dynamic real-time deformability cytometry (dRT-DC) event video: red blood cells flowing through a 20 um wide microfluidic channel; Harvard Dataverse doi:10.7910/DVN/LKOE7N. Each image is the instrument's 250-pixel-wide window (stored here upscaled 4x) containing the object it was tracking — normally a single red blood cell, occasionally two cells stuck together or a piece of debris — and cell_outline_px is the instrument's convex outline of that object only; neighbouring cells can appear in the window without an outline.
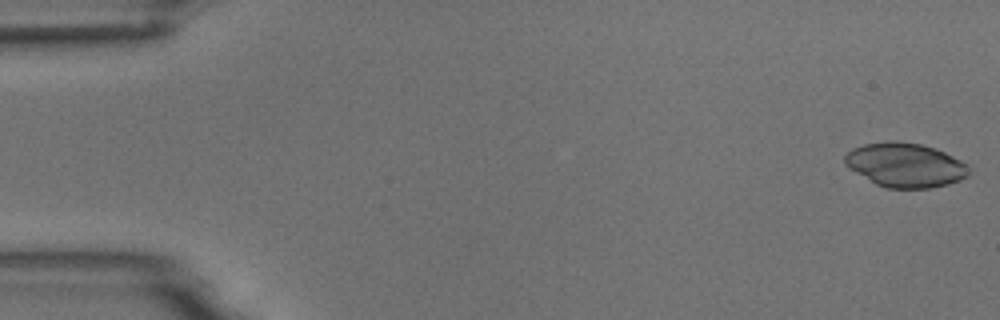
{"species": "common noctule bat (a hibernating species)", "species_latin": "Nyctalus noctula", "temperature_condition": "room temperature", "stored_images_in_passage": 5, "camera_frame_rate_fps": 3000, "um_per_image_px": 0.085, "animal": {"sex": "male", "body_mass_g": 18.8}, "frame": {"image": 1, "passage_image": 1, "time_ms": 0.0, "image_size_px": [1000, 320], "cell_outline_px": [[972, 168], [968, 176], [960, 180], [948, 184], [928, 188], [888, 188], [876, 184], [848, 168], [844, 164], [844, 156], [852, 148], [864, 144], [892, 140], [896, 140], [920, 144], [936, 148], [960, 160]], "centroid_in_image_um": [76.95, 14.02], "position_along_channel_um": 8.1, "area_um2": 32.14}}